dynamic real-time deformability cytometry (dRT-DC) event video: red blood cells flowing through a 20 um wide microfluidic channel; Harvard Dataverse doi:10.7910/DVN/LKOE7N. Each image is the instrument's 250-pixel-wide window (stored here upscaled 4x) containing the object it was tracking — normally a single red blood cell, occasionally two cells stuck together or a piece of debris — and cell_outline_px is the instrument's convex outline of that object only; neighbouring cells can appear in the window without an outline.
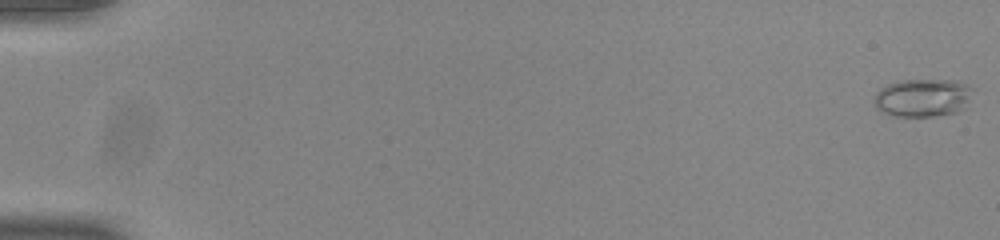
{"species": "common noctule bat (a hibernating species)", "species_latin": "Nyctalus noctula", "temperature_condition": "room temperature", "stored_images_in_passage": 54, "camera_frame_rate_fps": 3000, "um_per_image_px": 0.085, "animal": {"sex": "male", "body_mass_g": 20.0, "forearm_length_mm": 53.3}, "frame": {"image": 1, "passage_image": 1, "time_ms": 0.0, "image_size_px": [1000, 240], "cell_outline_px": [[972, 88], [960, 108], [956, 112], [932, 116], [896, 116], [884, 112], [876, 108], [872, 100], [876, 92], [880, 88], [888, 84], [900, 80], [956, 80], [968, 84]], "centroid_in_image_um": [78.33, 8.29], "position_along_channel_um": 6.7, "area_um2": 21.44}}
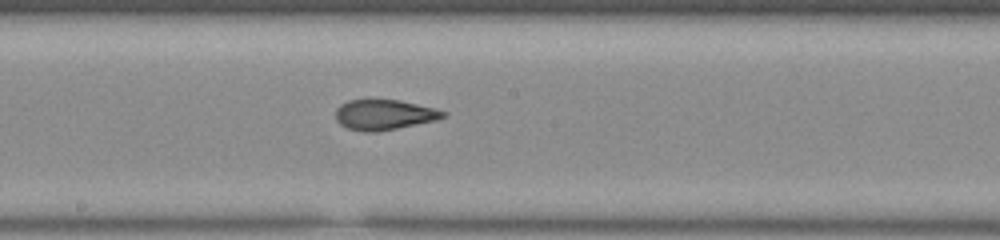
{"frame": {"image": 2, "passage_image": 31, "time_ms": 10.0, "image_size_px": [1000, 240], "cell_outline_px": [[448, 116], [436, 120], [376, 132], [364, 132], [348, 128], [340, 124], [336, 120], [336, 108], [340, 104], [348, 100], [368, 96], [400, 100], [436, 108], [448, 112]], "centroid_in_image_um": [32.64, 9.69], "position_along_channel_um": 215.6, "area_um2": 19.77}}
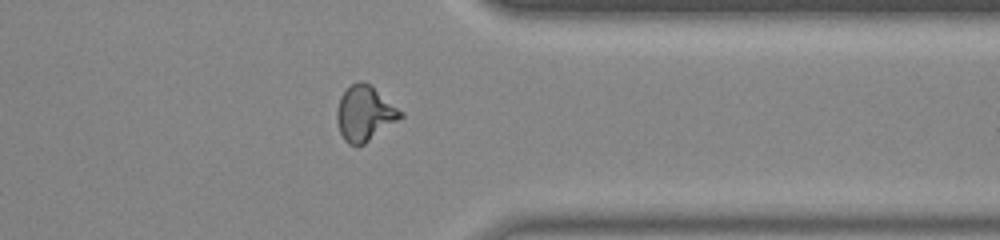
{"frame": {"image": 3, "passage_image": 44, "time_ms": 14.333, "image_size_px": [1000, 240], "cell_outline_px": [[404, 116], [364, 144], [348, 144], [344, 140], [340, 132], [336, 120], [336, 112], [340, 96], [352, 84], [360, 80], [364, 80], [404, 112]], "centroid_in_image_um": [31.0, 9.63], "position_along_channel_um": 380.4, "area_um2": 20.29}, "authors_computed_cell_mechanics": {"area_um2": 19.5942, "velocity_mm_per_s": 3.9034, "shape_relaxation_time_tau1_ms": 8.258, "shape_relaxation_time_tau2_ms": 1.2958, "deformation_change_tau1": 0.2185, "deformation_change_tau2": 0.0763}}